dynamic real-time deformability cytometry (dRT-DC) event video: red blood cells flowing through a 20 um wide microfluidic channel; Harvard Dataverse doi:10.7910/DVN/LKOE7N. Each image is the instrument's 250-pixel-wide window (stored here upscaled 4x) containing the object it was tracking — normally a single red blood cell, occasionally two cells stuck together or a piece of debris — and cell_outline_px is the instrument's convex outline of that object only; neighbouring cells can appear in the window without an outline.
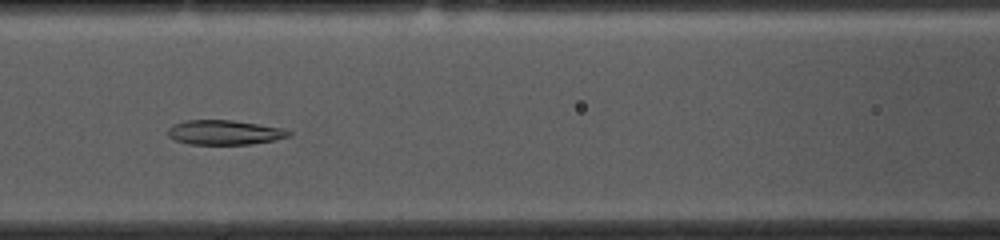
{"species": "common noctule bat (a hibernating species)", "species_latin": "Nyctalus noctula", "temperature_condition": "cold", "stored_images_in_passage": 44, "camera_frame_rate_fps": 3000, "um_per_image_px": 0.085, "animal": {"sex": "female", "body_mass_g": 10.0, "forearm_length_mm": 53.1}, "frame": {"image": 1, "passage_image": 13, "time_ms": 4.0, "image_size_px": [1000, 240], "cell_outline_px": [[292, 136], [276, 140], [252, 144], [188, 144], [176, 140], [168, 136], [168, 128], [184, 120], [232, 120], [280, 128], [292, 132]], "centroid_in_image_um": [19.1, 11.26], "position_along_channel_um": 147.5, "area_um2": 17.22}}
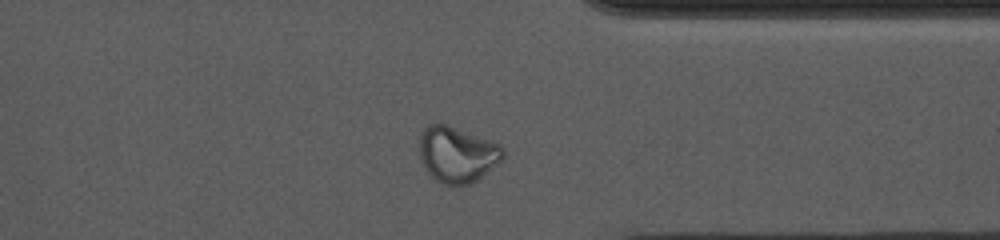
{"frame": {"image": 2, "passage_image": 32, "time_ms": 10.333, "image_size_px": [1000, 240], "cell_outline_px": [[504, 156], [500, 160], [476, 180], [468, 184], [452, 188], [440, 184], [424, 168], [420, 156], [420, 136], [424, 128], [428, 124], [444, 124], [500, 144], [504, 148]], "centroid_in_image_um": [38.82, 13.16], "position_along_channel_um": 372.6, "area_um2": 26.99}}
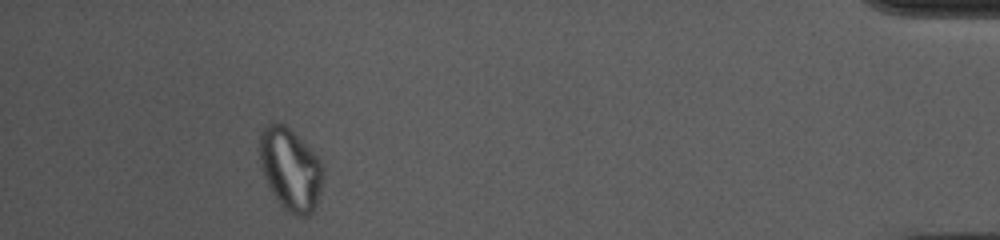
{"frame": {"image": 3, "passage_image": 40, "time_ms": 13.0, "image_size_px": [1000, 240], "cell_outline_px": [[324, 168], [320, 188], [316, 204], [312, 212], [308, 216], [296, 216], [288, 212], [280, 204], [272, 192], [264, 176], [260, 164], [260, 132], [268, 124], [284, 124], [320, 160]], "centroid_in_image_um": [24.67, 14.42], "position_along_channel_um": 410.5, "area_um2": 29.71}, "authors_computed_cell_mechanics": {"area_um2": 20.4612, "velocity_mm_per_s": 3.6511, "shape_relaxation_time_tau1_ms": null, "shape_relaxation_time_tau2_ms": 3.029, "deformation_change_tau1": null, "deformation_change_tau2": 0.074}}